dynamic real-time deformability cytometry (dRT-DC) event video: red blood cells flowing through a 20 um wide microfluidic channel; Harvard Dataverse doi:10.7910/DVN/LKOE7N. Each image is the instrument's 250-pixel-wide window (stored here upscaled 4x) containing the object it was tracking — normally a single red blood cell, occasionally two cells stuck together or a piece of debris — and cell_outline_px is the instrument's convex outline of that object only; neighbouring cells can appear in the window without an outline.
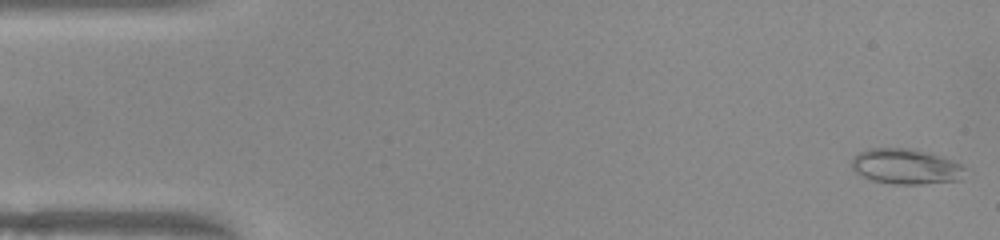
{"species": "common noctule bat (a hibernating species)", "species_latin": "Nyctalus noctula", "temperature_condition": "warm", "stored_images_in_passage": 51, "camera_frame_rate_fps": 3000, "um_per_image_px": 0.085, "animal": {"sex": "female", "body_mass_g": 22.0, "forearm_length_mm": 56.7}, "frame": {"image": 1, "passage_image": 1, "time_ms": 0.0, "image_size_px": [1000, 240], "cell_outline_px": [[964, 168], [960, 180], [920, 184], [892, 184], [872, 180], [856, 172], [852, 168], [852, 160], [860, 152], [868, 148], [912, 148], [932, 152], [944, 156], [960, 164]], "centroid_in_image_um": [77.01, 14.13], "position_along_channel_um": 8.0, "area_um2": 23.35}}
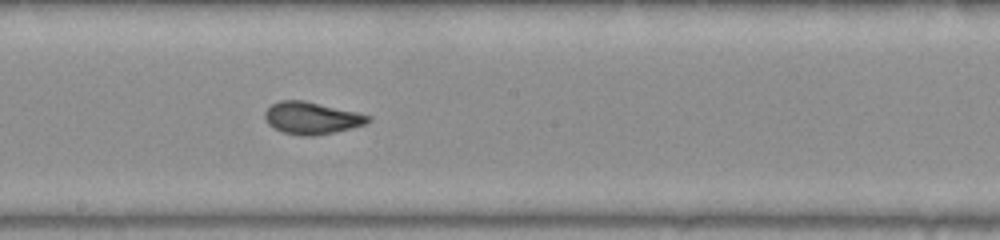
{"frame": {"image": 2, "passage_image": 27, "time_ms": 8.667, "image_size_px": [1000, 240], "cell_outline_px": [[372, 120], [368, 124], [336, 132], [312, 136], [300, 136], [280, 132], [268, 124], [264, 120], [264, 112], [272, 104], [280, 100], [304, 100], [356, 112], [372, 116]], "centroid_in_image_um": [26.49, 10.04], "position_along_channel_um": 221.7, "area_um2": 19.65}}
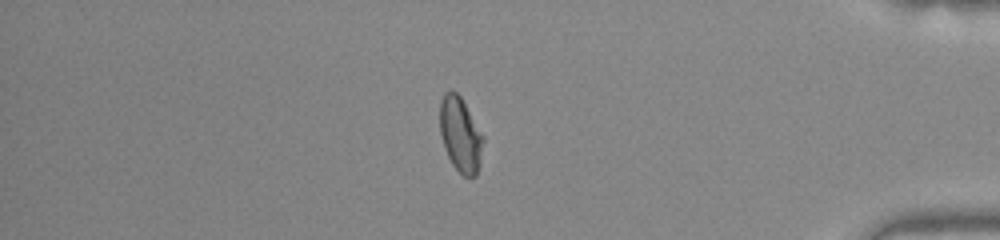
{"frame": {"image": 3, "passage_image": 43, "time_ms": 14.0, "image_size_px": [1000, 240], "cell_outline_px": [[484, 140], [480, 160], [476, 176], [468, 180], [452, 164], [444, 148], [440, 132], [440, 100], [444, 92], [452, 88], [460, 96], [484, 136]], "centroid_in_image_um": [39.13, 11.43], "position_along_channel_um": 396.1, "area_um2": 19.02}, "authors_computed_cell_mechanics": {"area_um2": 19.4208, "velocity_mm_per_s": 3.9642, "shape_relaxation_time_tau1_ms": 8.9457, "shape_relaxation_time_tau2_ms": 0.8716, "deformation_change_tau1": 0.2294, "deformation_change_tau2": 0.0485}}